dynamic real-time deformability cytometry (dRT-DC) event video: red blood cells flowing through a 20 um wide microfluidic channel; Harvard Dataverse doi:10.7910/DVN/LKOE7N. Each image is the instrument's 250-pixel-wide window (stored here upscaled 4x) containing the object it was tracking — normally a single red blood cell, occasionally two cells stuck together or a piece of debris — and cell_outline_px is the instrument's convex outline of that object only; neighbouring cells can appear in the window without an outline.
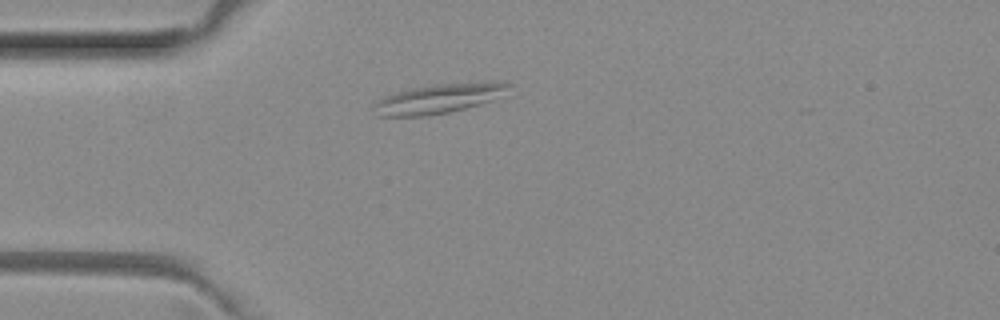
{"species": "common noctule bat (a hibernating species)", "species_latin": "Nyctalus noctula", "temperature_condition": "room temperature", "stored_images_in_passage": 1, "camera_frame_rate_fps": 3000, "um_per_image_px": 0.085, "animal": {"sex": "female", "body_mass_g": 29.2, "forearm_length_mm": 56.3}, "frame": {"image": 1, "passage_image": 1, "time_ms": 0.0, "image_size_px": [1000, 320], "cell_outline_px": [[516, 84], [508, 96], [480, 104], [448, 112], [428, 116], [376, 116], [372, 104], [376, 100], [384, 96], [396, 92], [412, 88], [436, 84]], "centroid_in_image_um": [37.28, 8.41], "position_along_channel_um": 47.7, "area_um2": 23.0}}